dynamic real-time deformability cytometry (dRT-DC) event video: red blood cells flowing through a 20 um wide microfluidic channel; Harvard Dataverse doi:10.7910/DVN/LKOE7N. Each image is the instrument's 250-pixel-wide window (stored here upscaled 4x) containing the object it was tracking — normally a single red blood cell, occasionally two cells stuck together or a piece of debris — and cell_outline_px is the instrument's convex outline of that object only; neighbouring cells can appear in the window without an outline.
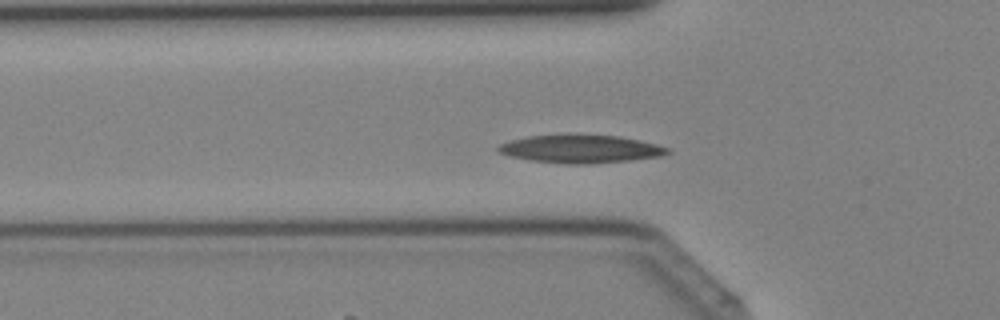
{"species": "Egyptian fruit bat (a non-hibernating species)", "species_latin": "Rousettus aegyptiacus", "temperature_condition": "cold", "stored_images_in_passage": 38, "camera_frame_rate_fps": 3000, "um_per_image_px": 0.085, "animal": {"sex": "female"}, "frame": {"image": 1, "passage_image": 11, "time_ms": 3.333, "image_size_px": [1000, 320], "cell_outline_px": [[672, 152], [660, 156], [628, 160], [588, 164], [568, 164], [532, 160], [512, 156], [500, 152], [496, 148], [500, 144], [512, 140], [528, 136], [620, 136], [640, 140], [656, 144], [668, 148]], "centroid_in_image_um": [49.39, 12.67], "position_along_channel_um": 76.4, "area_um2": 26.82}}
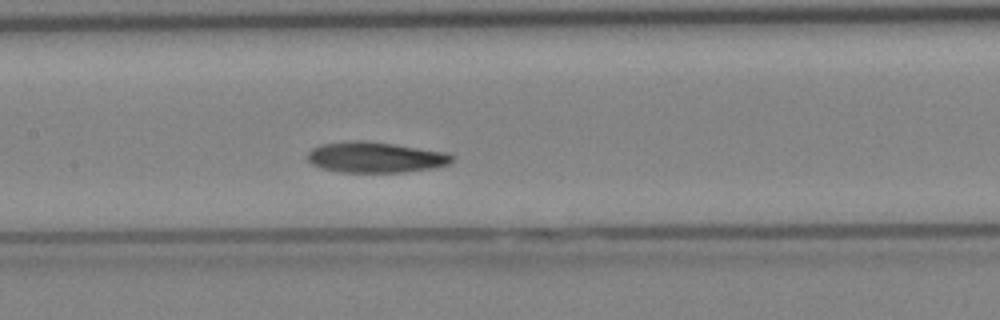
{"frame": {"image": 2, "passage_image": 17, "time_ms": 5.333, "image_size_px": [1000, 320], "cell_outline_px": [[452, 160], [448, 164], [436, 168], [404, 172], [340, 172], [320, 168], [312, 164], [308, 160], [308, 152], [312, 148], [320, 144], [348, 140], [364, 140], [392, 144], [444, 152], [452, 156]], "centroid_in_image_um": [31.85, 13.37], "position_along_channel_um": 175.5, "area_um2": 25.84}}
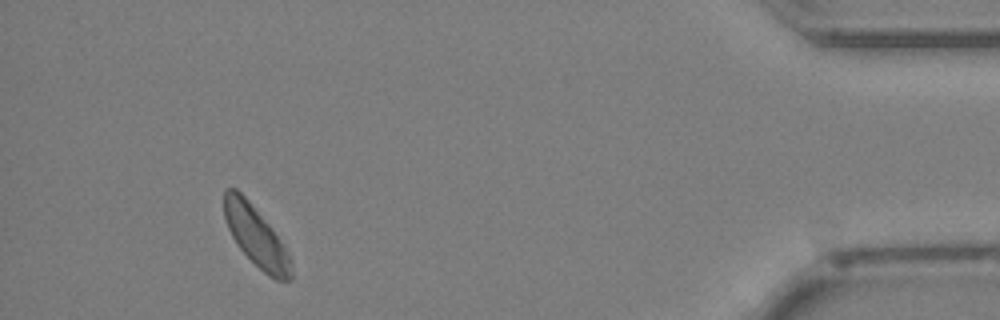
{"frame": {"image": 3, "passage_image": 35, "time_ms": 11.333, "image_size_px": [1000, 320], "cell_outline_px": [[292, 280], [276, 280], [268, 276], [236, 244], [228, 228], [224, 216], [224, 188], [236, 188], [248, 200], [272, 228], [284, 244], [292, 260]], "centroid_in_image_um": [21.78, 20.09], "position_along_channel_um": 413.4, "area_um2": 23.35}}